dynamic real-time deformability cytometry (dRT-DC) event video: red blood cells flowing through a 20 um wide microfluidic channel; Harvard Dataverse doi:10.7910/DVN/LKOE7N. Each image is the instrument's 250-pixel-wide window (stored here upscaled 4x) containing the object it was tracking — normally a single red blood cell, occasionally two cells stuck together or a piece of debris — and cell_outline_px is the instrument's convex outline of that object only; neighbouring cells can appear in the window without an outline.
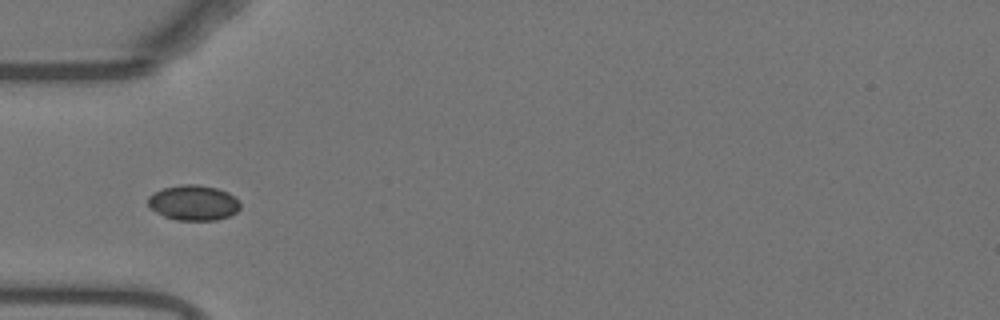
{"species": "Egyptian fruit bat (a non-hibernating species)", "species_latin": "Rousettus aegyptiacus", "temperature_condition": "warm", "stored_images_in_passage": 18, "camera_frame_rate_fps": 3000, "um_per_image_px": 0.085, "animal": {"sex": "female"}, "frame": {"image": 1, "passage_image": 6, "time_ms": 1.667, "image_size_px": [1000, 320], "cell_outline_px": [[240, 208], [236, 212], [228, 216], [216, 220], [176, 220], [164, 216], [148, 208], [148, 196], [152, 192], [164, 188], [180, 184], [196, 184], [216, 188], [228, 192], [240, 204]], "centroid_in_image_um": [16.39, 17.23], "position_along_channel_um": 68.6, "area_um2": 18.96}}
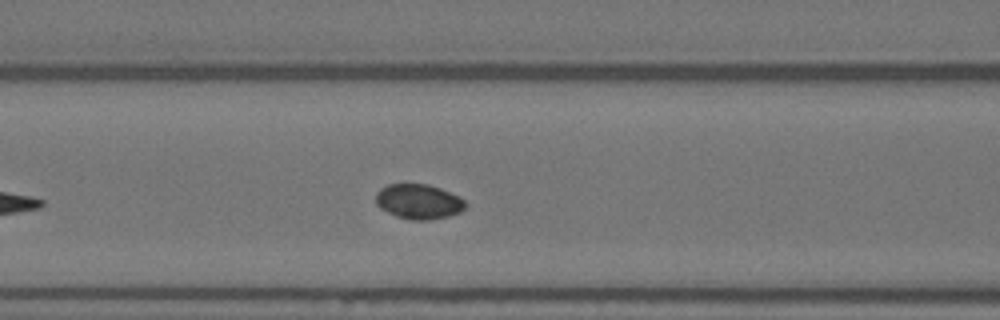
{"frame": {"image": 2, "passage_image": 11, "time_ms": 3.333, "image_size_px": [1000, 320], "cell_outline_px": [[468, 204], [460, 212], [448, 216], [428, 220], [408, 220], [396, 216], [380, 208], [376, 204], [376, 192], [380, 188], [388, 184], [428, 184], [440, 188], [460, 196]], "centroid_in_image_um": [35.59, 17.13], "position_along_channel_um": 131.0, "area_um2": 18.38}}